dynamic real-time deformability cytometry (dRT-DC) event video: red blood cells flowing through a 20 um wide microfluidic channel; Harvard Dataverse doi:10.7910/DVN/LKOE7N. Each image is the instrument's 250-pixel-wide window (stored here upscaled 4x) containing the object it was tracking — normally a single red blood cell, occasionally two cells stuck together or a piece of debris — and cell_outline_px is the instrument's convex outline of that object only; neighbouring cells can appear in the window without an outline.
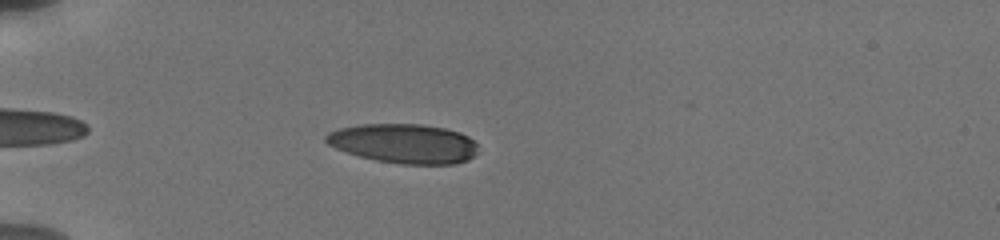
{"species": "human", "species_latin": "Homo sapiens", "temperature_condition": "cold", "stored_images_in_passage": 6, "camera_frame_rate_fps": 3000, "um_per_image_px": 0.085, "donor": {"sex": "male"}, "frame": {"image": 1, "passage_image": 3, "time_ms": 1.333, "image_size_px": [1000, 240], "cell_outline_px": [[476, 156], [468, 160], [456, 164], [400, 164], [376, 160], [360, 156], [336, 148], [328, 144], [324, 140], [324, 136], [328, 132], [340, 128], [360, 124], [420, 124], [444, 128], [460, 132], [468, 136], [476, 144]], "centroid_in_image_um": [34.34, 12.2], "position_along_channel_um": 50.7, "area_um2": 34.97}}